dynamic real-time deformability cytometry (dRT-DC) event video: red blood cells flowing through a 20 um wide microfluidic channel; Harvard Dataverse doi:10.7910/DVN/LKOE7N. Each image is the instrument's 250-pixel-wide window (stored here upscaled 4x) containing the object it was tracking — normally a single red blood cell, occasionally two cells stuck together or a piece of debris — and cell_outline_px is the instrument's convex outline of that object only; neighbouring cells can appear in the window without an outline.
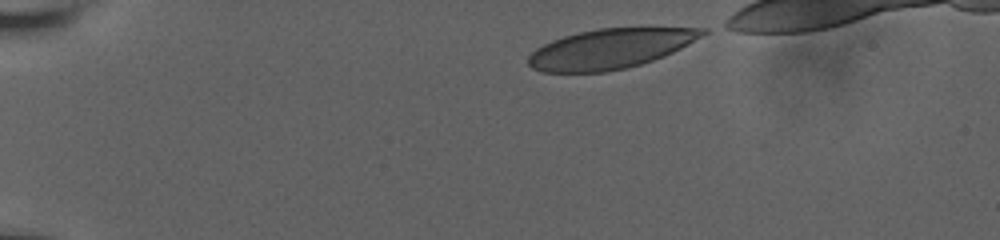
{"species": "human", "species_latin": "Homo sapiens", "temperature_condition": "room temperature", "stored_images_in_passage": 40, "camera_frame_rate_fps": 3000, "um_per_image_px": 0.085, "donor": {"sex": "male"}, "frame": {"image": 1, "passage_image": 1, "time_ms": 0.0, "image_size_px": [1000, 240], "cell_outline_px": [[708, 32], [688, 44], [664, 56], [640, 64], [624, 68], [604, 72], [544, 72], [532, 68], [528, 64], [528, 56], [536, 48], [552, 40], [564, 36], [596, 28], [708, 28]], "centroid_in_image_um": [51.84, 4.14], "position_along_channel_um": 33.2, "area_um2": 40.06}}
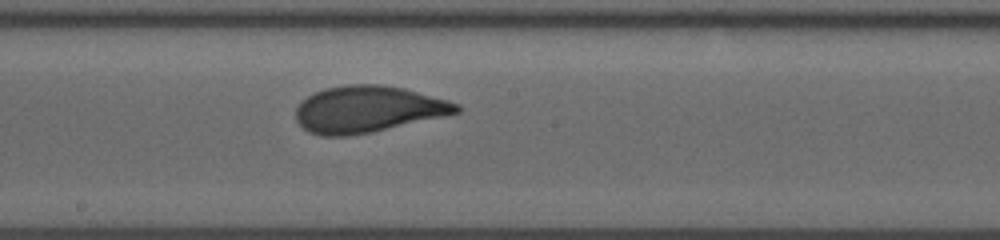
{"frame": {"image": 2, "passage_image": 23, "time_ms": 7.333, "image_size_px": [1000, 240], "cell_outline_px": [[460, 112], [372, 132], [348, 136], [320, 136], [308, 132], [296, 120], [296, 108], [308, 96], [324, 88], [348, 84], [380, 84], [404, 88], [448, 100], [460, 104]], "centroid_in_image_um": [31.26, 9.28], "position_along_channel_um": 216.9, "area_um2": 43.41}}
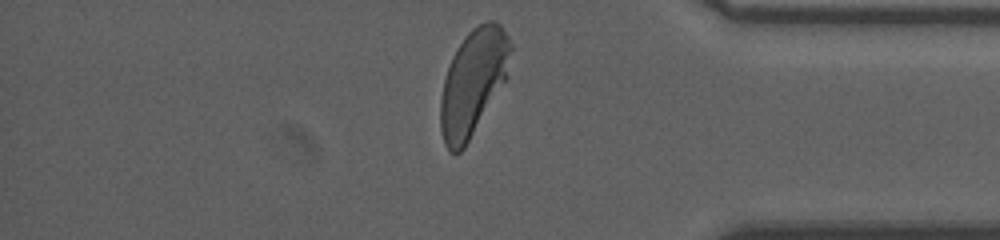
{"frame": {"image": 3, "passage_image": 39, "time_ms": 12.667, "image_size_px": [1000, 240], "cell_outline_px": [[512, 48], [508, 76], [464, 148], [460, 152], [448, 152], [444, 144], [440, 128], [440, 100], [444, 80], [452, 56], [468, 32], [472, 28], [488, 20], [496, 20], [500, 24], [508, 36], [512, 44]], "centroid_in_image_um": [40.22, 6.98], "position_along_channel_um": 395.0, "area_um2": 43.18}, "authors_computed_cell_mechanics": {"area_um2": 43.0321, "velocity_mm_per_s": 3.6404, "shape_relaxation_time_tau1_ms": 4.2526, "shape_relaxation_time_tau2_ms": null, "deformation_change_tau1": 0.1638, "deformation_change_tau2": null}}